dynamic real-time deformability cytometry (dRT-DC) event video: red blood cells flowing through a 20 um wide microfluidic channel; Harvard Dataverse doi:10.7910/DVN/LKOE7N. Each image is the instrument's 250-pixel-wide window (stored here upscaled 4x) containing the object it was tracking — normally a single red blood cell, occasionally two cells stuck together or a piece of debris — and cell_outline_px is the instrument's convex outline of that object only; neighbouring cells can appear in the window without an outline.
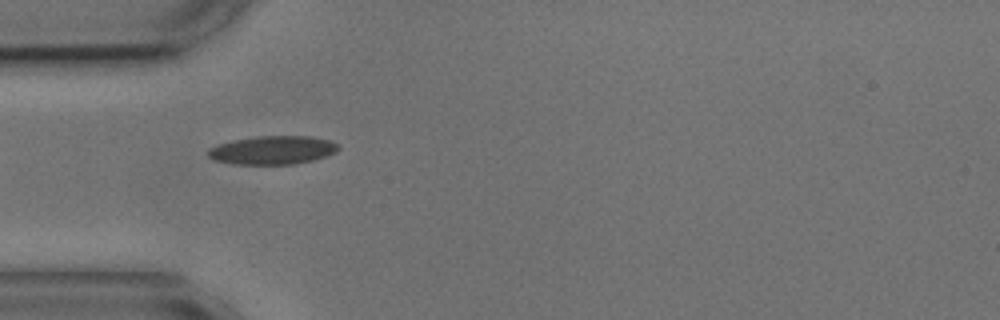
{"species": "common noctule bat (a hibernating species)", "species_latin": "Nyctalus noctula", "temperature_condition": "cold", "stored_images_in_passage": 6, "camera_frame_rate_fps": 3000, "um_per_image_px": 0.085, "animal": {"sex": "male", "body_mass_g": 17.9, "forearm_length_mm": 54.2}, "frame": {"image": 1, "passage_image": 5, "time_ms": 4.667, "image_size_px": [1000, 320], "cell_outline_px": [[340, 148], [336, 152], [312, 160], [296, 164], [232, 164], [212, 160], [208, 156], [208, 148], [216, 144], [232, 140], [256, 136], [308, 136], [328, 140], [336, 144]], "centroid_in_image_um": [23.1, 12.76], "position_along_channel_um": 61.9, "area_um2": 21.68}}